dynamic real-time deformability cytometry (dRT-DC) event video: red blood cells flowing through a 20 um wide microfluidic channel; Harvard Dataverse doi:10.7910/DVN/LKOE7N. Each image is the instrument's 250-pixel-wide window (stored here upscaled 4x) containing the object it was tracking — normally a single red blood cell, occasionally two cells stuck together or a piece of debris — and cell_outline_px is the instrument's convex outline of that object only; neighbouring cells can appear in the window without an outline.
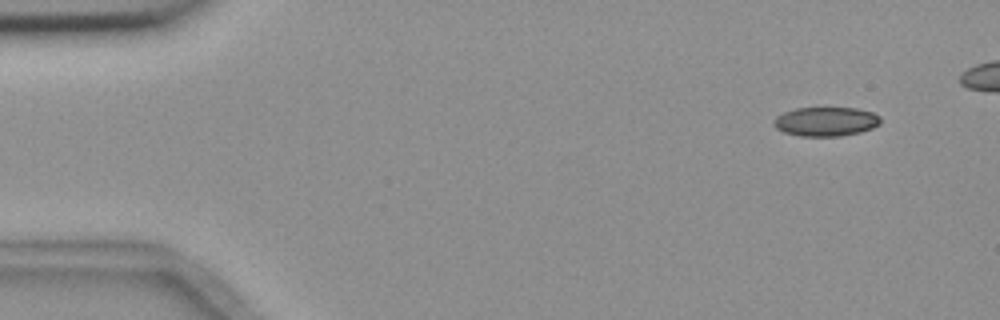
{"species": "common noctule bat (a hibernating species)", "species_latin": "Nyctalus noctula", "temperature_condition": "room temperature", "stored_images_in_passage": 5, "camera_frame_rate_fps": 3000, "um_per_image_px": 0.085, "animal": {"sex": "female", "body_mass_g": 18.4}, "frame": {"image": 1, "passage_image": 1, "time_ms": 0.0, "image_size_px": [1000, 320], "cell_outline_px": [[880, 124], [872, 128], [860, 132], [840, 136], [800, 136], [784, 132], [776, 128], [772, 124], [772, 120], [776, 116], [784, 112], [796, 108], [856, 108], [872, 112], [880, 116]], "centroid_in_image_um": [70.17, 10.33], "position_along_channel_um": 14.8, "area_um2": 18.21}}